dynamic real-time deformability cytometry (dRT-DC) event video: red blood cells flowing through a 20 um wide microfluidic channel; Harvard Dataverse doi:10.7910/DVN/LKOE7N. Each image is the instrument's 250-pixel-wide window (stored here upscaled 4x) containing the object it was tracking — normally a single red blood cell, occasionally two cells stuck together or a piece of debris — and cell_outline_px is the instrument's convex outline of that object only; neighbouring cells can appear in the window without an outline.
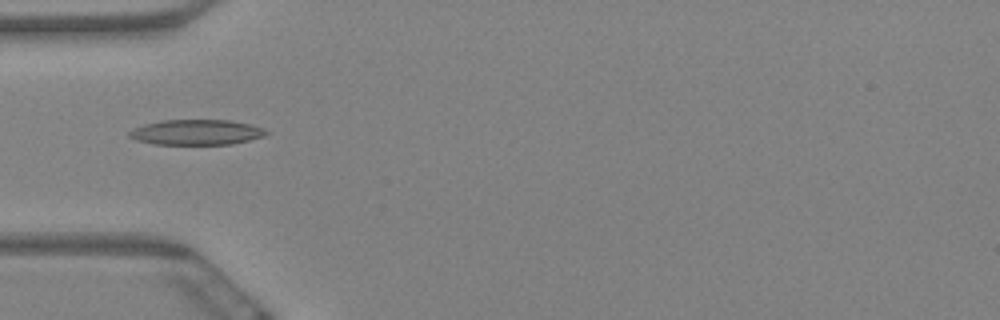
{"species": "Egyptian fruit bat (a non-hibernating species)", "species_latin": "Rousettus aegyptiacus", "temperature_condition": "warm", "stored_images_in_passage": 8, "camera_frame_rate_fps": 3000, "um_per_image_px": 0.085, "animal": {"sex": "female"}, "frame": {"image": 1, "passage_image": 5, "time_ms": 1.333, "image_size_px": [1000, 320], "cell_outline_px": [[268, 132], [264, 136], [232, 144], [156, 144], [136, 140], [128, 136], [128, 132], [132, 128], [144, 124], [160, 120], [228, 120], [252, 124], [264, 128]], "centroid_in_image_um": [16.68, 11.23], "position_along_channel_um": 68.3, "area_um2": 20.23}}
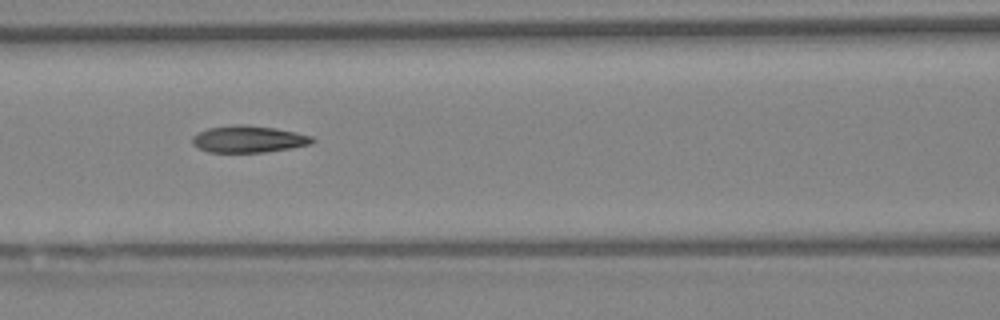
{"frame": {"image": 2, "passage_image": 7, "time_ms": 2.0, "image_size_px": [1000, 320], "cell_outline_px": [[316, 140], [312, 144], [292, 148], [264, 152], [208, 152], [192, 144], [192, 136], [208, 128], [236, 124], [248, 124], [276, 128], [296, 132], [312, 136]], "centroid_in_image_um": [21.16, 11.82], "position_along_channel_um": 145.4, "area_um2": 18.9}}
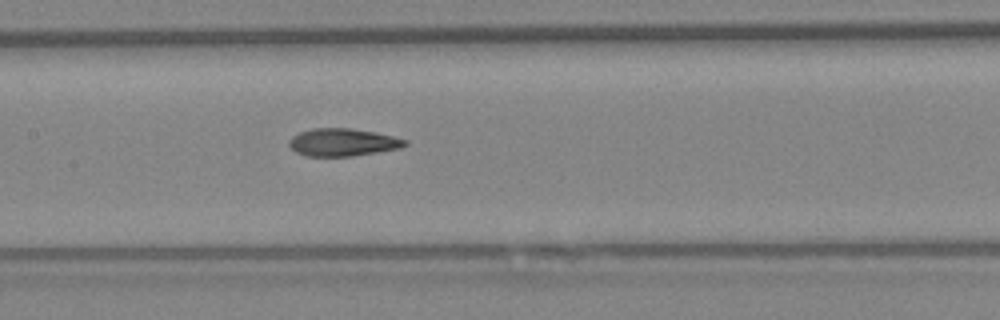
{"frame": {"image": 3, "passage_image": 8, "time_ms": 2.333, "image_size_px": [1000, 320], "cell_outline_px": [[408, 144], [400, 148], [352, 156], [304, 156], [296, 152], [288, 144], [288, 140], [292, 136], [300, 132], [312, 128], [352, 128], [376, 132], [408, 140]], "centroid_in_image_um": [29.12, 12.09], "position_along_channel_um": 178.3, "area_um2": 18.73}}